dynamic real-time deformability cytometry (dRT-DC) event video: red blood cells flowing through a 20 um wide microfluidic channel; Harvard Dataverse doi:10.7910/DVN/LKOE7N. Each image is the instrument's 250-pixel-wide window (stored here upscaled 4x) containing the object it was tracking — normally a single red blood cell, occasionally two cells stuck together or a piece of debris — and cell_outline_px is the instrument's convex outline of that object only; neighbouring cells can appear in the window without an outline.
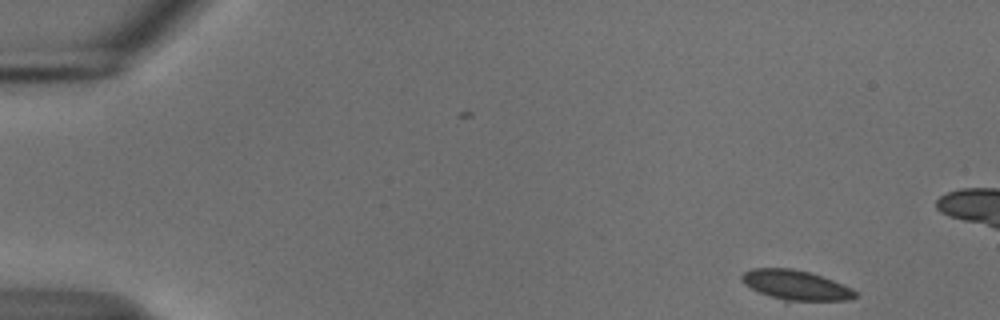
{"species": "common noctule bat (a hibernating species)", "species_latin": "Nyctalus noctula", "temperature_condition": "cold", "stored_images_in_passage": 52, "camera_frame_rate_fps": 3000, "um_per_image_px": 0.085, "animal": {"sex": "male", "body_mass_g": 18.8}, "frame": {"image": 1, "passage_image": 1, "time_ms": 0.0, "image_size_px": [1000, 320], "cell_outline_px": [[856, 296], [848, 300], [784, 304], [744, 284], [740, 280], [740, 276], [744, 272], [752, 268], [792, 268], [808, 272], [832, 280], [852, 288], [856, 292]], "centroid_in_image_um": [67.62, 24.3], "position_along_channel_um": 17.4, "area_um2": 20.52}}
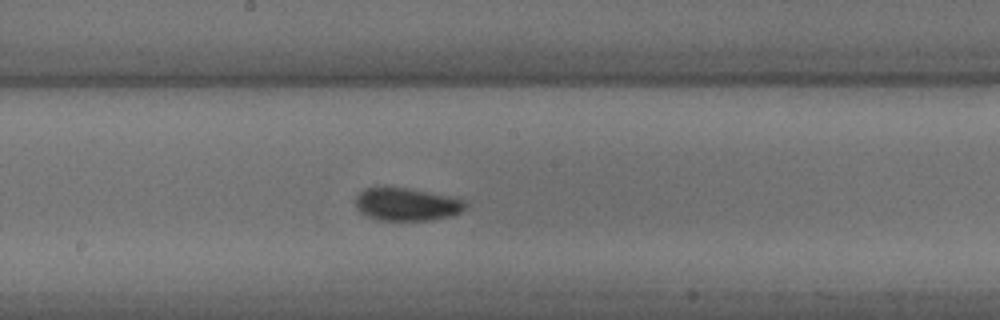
{"frame": {"image": 2, "passage_image": 26, "time_ms": 8.333, "image_size_px": [1000, 320], "cell_outline_px": [[468, 204], [460, 212], [452, 216], [428, 220], [376, 220], [360, 212], [356, 208], [356, 196], [364, 188], [384, 184], [408, 188], [448, 196], [464, 200]], "centroid_in_image_um": [34.51, 17.33], "position_along_channel_um": 213.7, "area_um2": 21.44}}
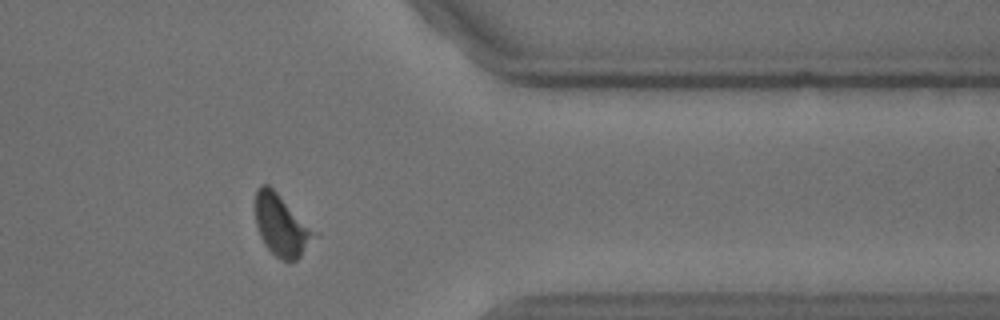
{"frame": {"image": 3, "passage_image": 41, "time_ms": 13.333, "image_size_px": [1000, 320], "cell_outline_px": [[320, 236], [296, 260], [288, 264], [280, 260], [264, 244], [260, 236], [256, 224], [256, 192], [260, 184], [268, 184], [320, 232]], "centroid_in_image_um": [24.01, 19.19], "position_along_channel_um": 387.4, "area_um2": 21.79}}